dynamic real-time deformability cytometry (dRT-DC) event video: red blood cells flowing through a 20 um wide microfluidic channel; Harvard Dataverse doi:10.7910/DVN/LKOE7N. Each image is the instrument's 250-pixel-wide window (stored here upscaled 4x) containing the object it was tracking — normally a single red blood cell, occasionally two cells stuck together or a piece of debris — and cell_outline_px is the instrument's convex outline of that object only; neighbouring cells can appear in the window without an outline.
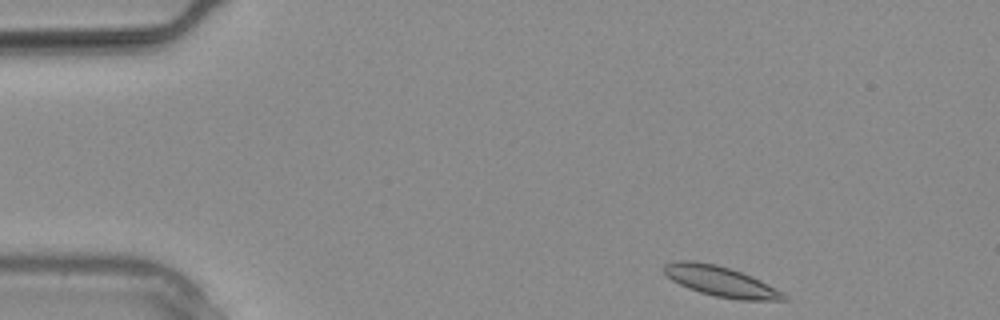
{"species": "common noctule bat (a hibernating species)", "species_latin": "Nyctalus noctula", "temperature_condition": "warm", "stored_images_in_passage": 25, "camera_frame_rate_fps": 3000, "um_per_image_px": 0.085, "animal": {"sex": "male", "body_mass_g": 20.4}, "frame": {"image": 1, "passage_image": 1, "time_ms": 0.0, "image_size_px": [1000, 320], "cell_outline_px": [[788, 300], [740, 300], [716, 296], [700, 292], [688, 288], [672, 280], [664, 272], [664, 264], [680, 260], [696, 260], [716, 264], [752, 276], [760, 280], [788, 296]], "centroid_in_image_um": [61.25, 23.91], "position_along_channel_um": 23.8, "area_um2": 20.87}}
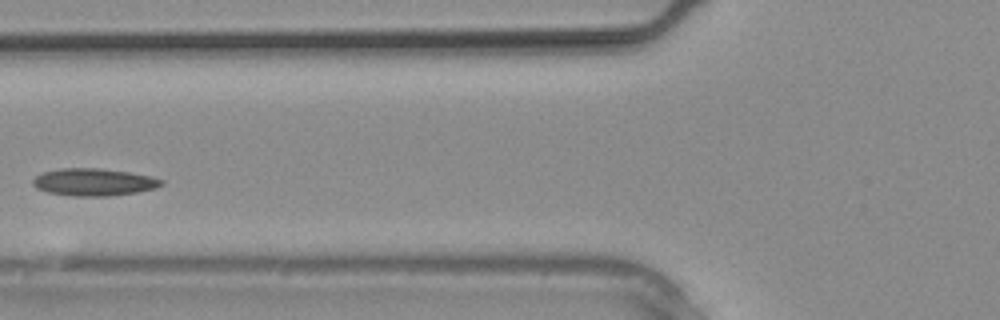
{"frame": {"image": 2, "passage_image": 8, "time_ms": 2.333, "image_size_px": [1000, 320], "cell_outline_px": [[164, 184], [156, 188], [136, 192], [108, 196], [72, 196], [48, 192], [36, 188], [32, 184], [32, 180], [40, 172], [60, 168], [100, 168], [128, 172], [152, 176], [164, 180]], "centroid_in_image_um": [7.96, 15.47], "position_along_channel_um": 117.8, "area_um2": 20.63}}